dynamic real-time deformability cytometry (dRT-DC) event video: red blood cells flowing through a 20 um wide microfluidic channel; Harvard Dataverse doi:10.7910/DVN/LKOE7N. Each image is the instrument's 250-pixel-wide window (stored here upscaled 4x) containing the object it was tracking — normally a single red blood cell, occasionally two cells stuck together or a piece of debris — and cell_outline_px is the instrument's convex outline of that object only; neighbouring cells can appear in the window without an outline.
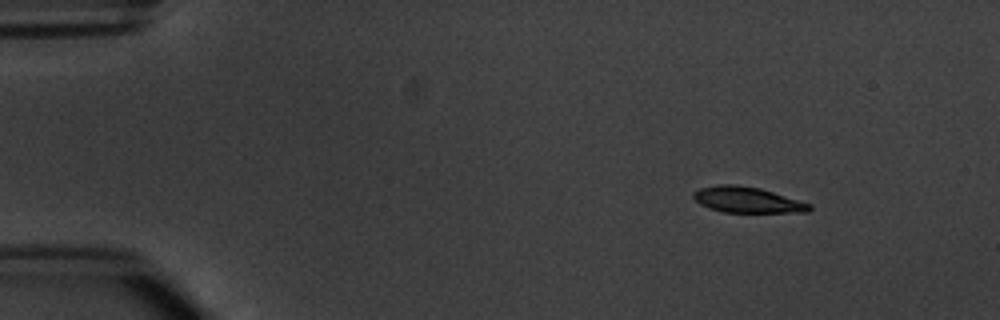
{"species": "common noctule bat (a hibernating species)", "species_latin": "Nyctalus noctula", "temperature_condition": "warm", "stored_images_in_passage": 5, "camera_frame_rate_fps": 3000, "um_per_image_px": 0.085, "animal": {"sex": "male", "body_mass_g": 20.1, "forearm_length_mm": 53.5}, "frame": {"image": 1, "passage_image": 1, "time_ms": 0.0, "image_size_px": [1000, 320], "cell_outline_px": [[812, 208], [808, 212], [724, 212], [708, 208], [700, 204], [692, 196], [692, 192], [700, 188], [720, 184], [732, 184], [760, 188], [812, 204]], "centroid_in_image_um": [63.51, 16.99], "position_along_channel_um": 21.5, "area_um2": 17.4}}
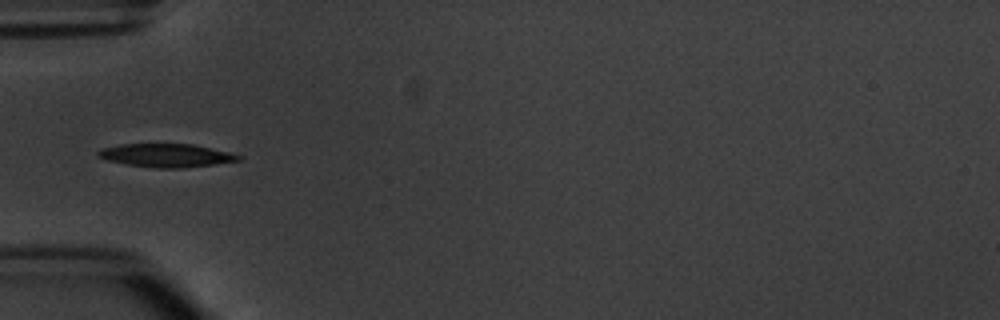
{"frame": {"image": 2, "passage_image": 4, "time_ms": 3.667, "image_size_px": [1000, 320], "cell_outline_px": [[244, 156], [240, 160], [184, 168], [156, 168], [128, 164], [108, 160], [96, 156], [96, 152], [104, 148], [120, 144], [192, 144], [228, 152]], "centroid_in_image_um": [14.13, 13.21], "position_along_channel_um": 70.9, "area_um2": 18.84}}